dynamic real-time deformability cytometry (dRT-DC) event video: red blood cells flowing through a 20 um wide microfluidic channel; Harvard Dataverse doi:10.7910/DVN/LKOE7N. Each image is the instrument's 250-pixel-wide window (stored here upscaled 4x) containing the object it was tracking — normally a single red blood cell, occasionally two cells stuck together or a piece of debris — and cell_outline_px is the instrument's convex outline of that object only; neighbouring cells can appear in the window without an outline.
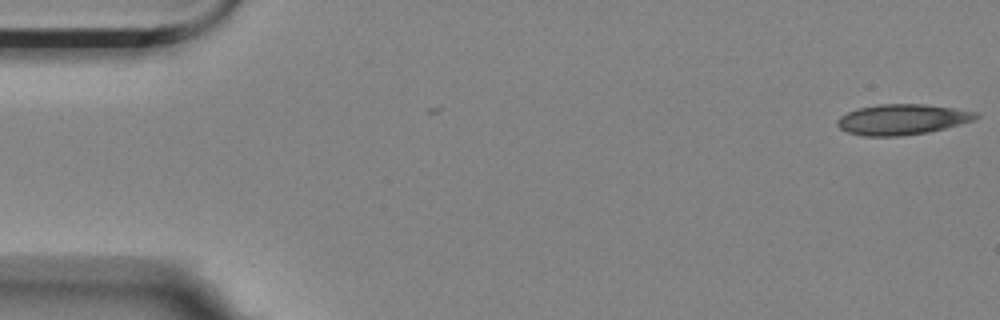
{"species": "Egyptian fruit bat (a non-hibernating species)", "species_latin": "Rousettus aegyptiacus", "temperature_condition": "room temperature", "stored_images_in_passage": 4, "camera_frame_rate_fps": 3000, "um_per_image_px": 0.085, "animal": {"sex": "female"}, "frame": {"image": 1, "passage_image": 1, "time_ms": 0.0, "image_size_px": [1000, 320], "cell_outline_px": [[980, 116], [976, 120], [928, 132], [900, 136], [864, 136], [848, 132], [840, 128], [836, 124], [836, 120], [840, 116], [848, 112], [860, 108], [876, 104], [924, 104], [952, 108], [976, 112]], "centroid_in_image_um": [76.68, 10.15], "position_along_channel_um": 8.3, "area_um2": 24.57}}